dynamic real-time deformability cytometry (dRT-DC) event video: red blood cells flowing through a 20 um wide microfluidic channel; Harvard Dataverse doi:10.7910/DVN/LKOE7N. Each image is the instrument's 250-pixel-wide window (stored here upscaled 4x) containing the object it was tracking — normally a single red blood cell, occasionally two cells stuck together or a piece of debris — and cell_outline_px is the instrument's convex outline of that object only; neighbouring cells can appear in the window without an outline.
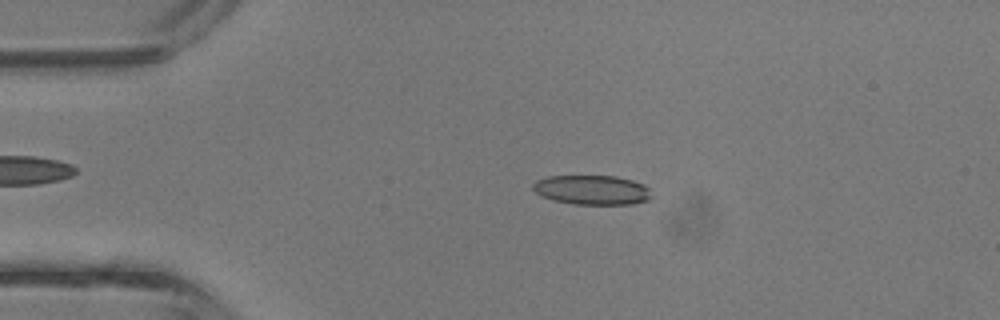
{"species": "common noctule bat (a hibernating species)", "species_latin": "Nyctalus noctula", "temperature_condition": "room temperature", "stored_images_in_passage": 3, "camera_frame_rate_fps": 3000, "um_per_image_px": 0.085, "animal": {"sex": "male", "body_mass_g": 13.3}, "frame": {"image": 1, "passage_image": 2, "time_ms": 0.333, "image_size_px": [1000, 320], "cell_outline_px": [[652, 196], [648, 200], [632, 204], [576, 204], [552, 200], [536, 192], [532, 188], [532, 184], [536, 180], [548, 176], [616, 176], [632, 180], [644, 184], [648, 188]], "centroid_in_image_um": [50.33, 16.14], "position_along_channel_um": 34.7, "area_um2": 20.35}}